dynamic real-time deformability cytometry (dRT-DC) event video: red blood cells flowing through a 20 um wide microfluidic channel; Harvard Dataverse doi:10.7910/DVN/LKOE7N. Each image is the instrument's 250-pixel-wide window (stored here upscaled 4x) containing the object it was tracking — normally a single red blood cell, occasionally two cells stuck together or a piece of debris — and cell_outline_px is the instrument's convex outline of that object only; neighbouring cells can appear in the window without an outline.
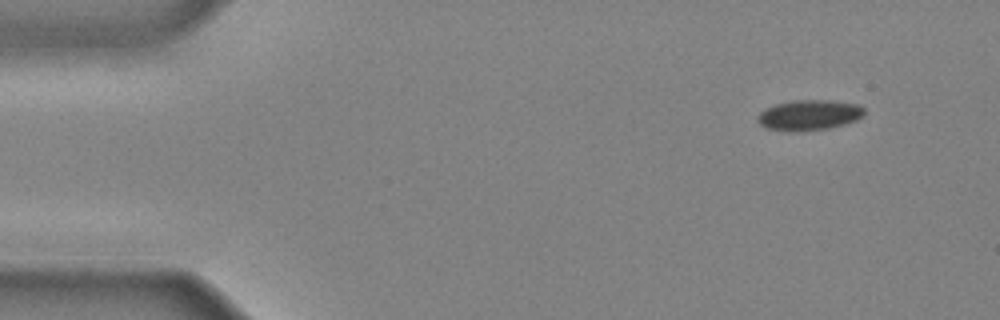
{"species": "common noctule bat (a hibernating species)", "species_latin": "Nyctalus noctula", "temperature_condition": "cold", "stored_images_in_passage": 37, "camera_frame_rate_fps": 3000, "um_per_image_px": 0.085, "animal": {"sex": "male", "body_mass_g": 20.4}, "frame": {"image": 1, "passage_image": 1, "time_ms": 0.0, "image_size_px": [1000, 320], "cell_outline_px": [[864, 116], [856, 120], [844, 124], [828, 128], [800, 132], [784, 132], [764, 128], [756, 120], [756, 116], [764, 108], [776, 104], [796, 100], [828, 100], [856, 104], [864, 108]], "centroid_in_image_um": [68.71, 9.8], "position_along_channel_um": 16.3, "area_um2": 19.19}}
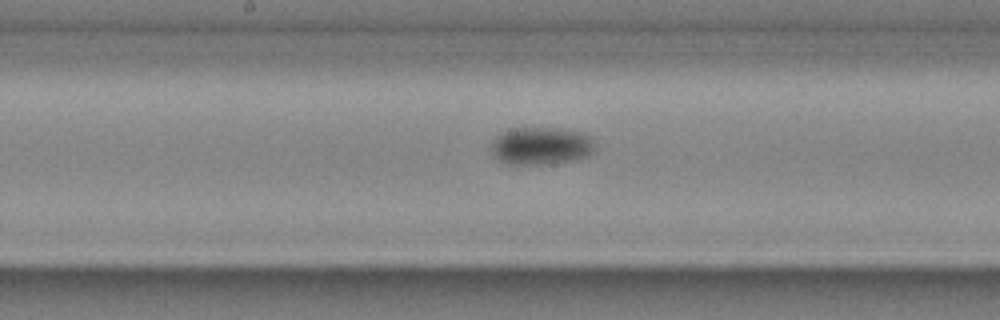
{"frame": {"image": 2, "passage_image": 20, "time_ms": 6.333, "image_size_px": [1000, 320], "cell_outline_px": [[596, 152], [588, 156], [576, 160], [552, 164], [508, 164], [496, 160], [492, 156], [492, 140], [500, 132], [508, 128], [556, 128], [584, 132], [592, 136], [596, 148]], "centroid_in_image_um": [46.02, 12.4], "position_along_channel_um": 202.2, "area_um2": 23.52}}
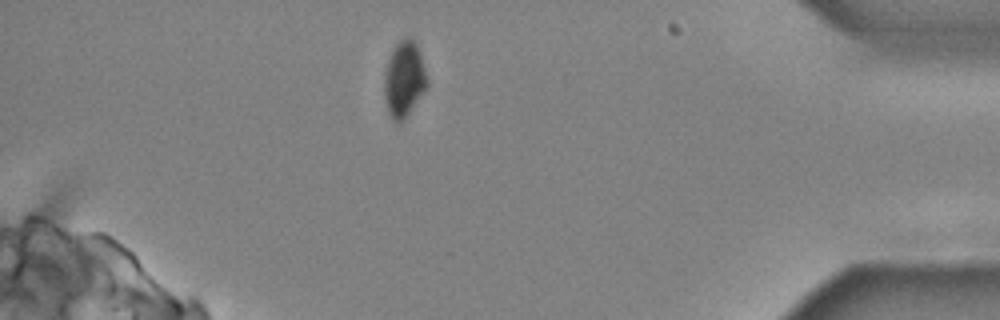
{"frame": {"image": 3, "passage_image": 36, "time_ms": 11.667, "image_size_px": [1000, 320], "cell_outline_px": [[428, 84], [408, 112], [400, 120], [392, 120], [388, 112], [384, 92], [384, 76], [388, 60], [392, 48], [404, 36], [408, 36], [416, 44], [420, 52], [428, 80]], "centroid_in_image_um": [34.33, 6.64], "position_along_channel_um": 400.9, "area_um2": 18.38}}